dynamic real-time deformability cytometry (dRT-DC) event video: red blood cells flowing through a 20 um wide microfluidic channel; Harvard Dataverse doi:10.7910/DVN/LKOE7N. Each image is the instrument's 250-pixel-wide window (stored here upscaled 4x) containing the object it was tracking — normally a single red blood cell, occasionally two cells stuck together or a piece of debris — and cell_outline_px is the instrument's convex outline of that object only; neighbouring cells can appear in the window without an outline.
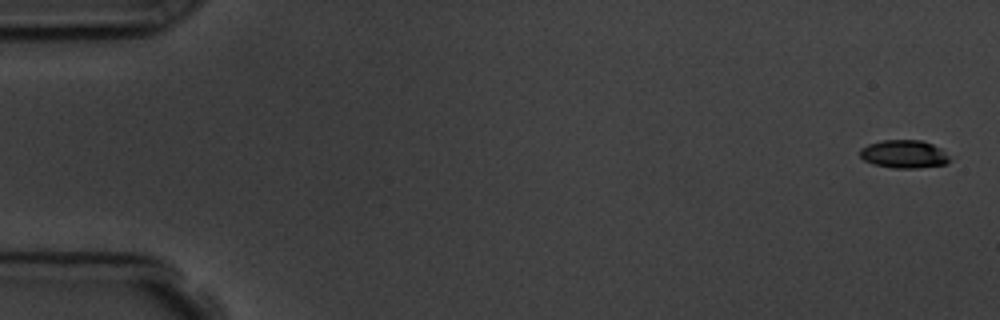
{"species": "common noctule bat (a hibernating species)", "species_latin": "Nyctalus noctula", "temperature_condition": "room temperature", "stored_images_in_passage": 5, "camera_frame_rate_fps": 3000, "um_per_image_px": 0.085, "animal": {"sex": "male", "body_mass_g": 19.5, "forearm_length_mm": 54.6}, "frame": {"image": 1, "passage_image": 1, "time_ms": 0.0, "image_size_px": [1000, 320], "cell_outline_px": [[952, 160], [948, 164], [916, 168], [892, 168], [872, 164], [864, 160], [860, 156], [860, 148], [868, 144], [880, 140], [920, 140], [932, 144], [940, 148]], "centroid_in_image_um": [76.83, 13.1], "position_along_channel_um": 8.2, "area_um2": 14.8}}
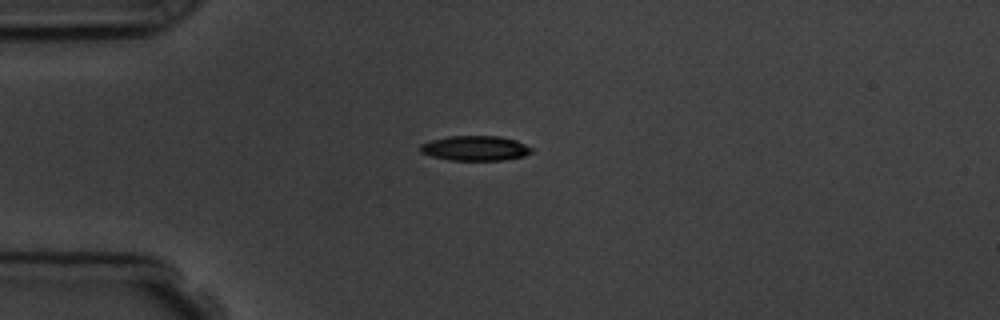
{"frame": {"image": 2, "passage_image": 5, "time_ms": 4.333, "image_size_px": [1000, 320], "cell_outline_px": [[532, 152], [524, 156], [504, 160], [448, 160], [432, 156], [420, 152], [420, 144], [432, 140], [448, 136], [500, 136], [516, 140], [532, 148]], "centroid_in_image_um": [40.39, 12.6], "position_along_channel_um": 44.6, "area_um2": 16.13}}